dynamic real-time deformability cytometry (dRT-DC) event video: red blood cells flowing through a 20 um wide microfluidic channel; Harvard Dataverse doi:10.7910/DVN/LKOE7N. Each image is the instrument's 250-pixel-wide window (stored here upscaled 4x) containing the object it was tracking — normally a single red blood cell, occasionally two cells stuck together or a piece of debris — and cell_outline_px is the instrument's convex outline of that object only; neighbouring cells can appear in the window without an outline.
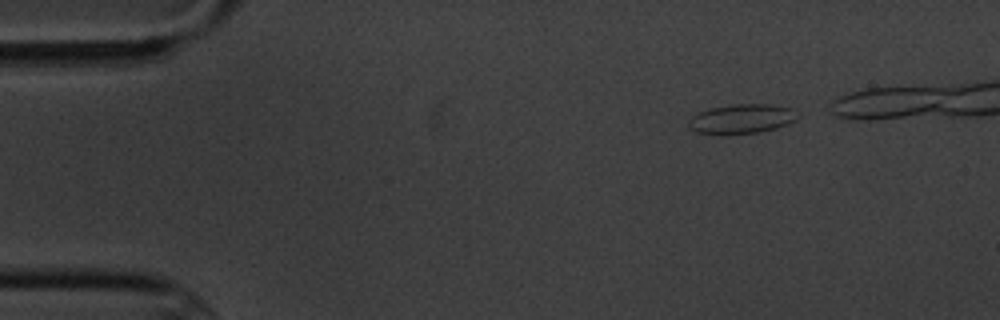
{"species": "common noctule bat (a hibernating species)", "species_latin": "Nyctalus noctula", "temperature_condition": "cold", "stored_images_in_passage": 4, "camera_frame_rate_fps": 3000, "um_per_image_px": 0.085, "animal": {"sex": "male", "body_mass_g": 20.1, "forearm_length_mm": 53.5}, "frame": {"image": 1, "passage_image": 1, "time_ms": 0.0, "image_size_px": [1000, 320], "cell_outline_px": [[800, 116], [796, 120], [788, 124], [776, 128], [756, 132], [696, 132], [688, 124], [688, 120], [692, 116], [700, 112], [712, 108], [732, 104], [768, 104], [792, 108]], "centroid_in_image_um": [63.12, 10.06], "position_along_channel_um": 21.9, "area_um2": 18.03}}